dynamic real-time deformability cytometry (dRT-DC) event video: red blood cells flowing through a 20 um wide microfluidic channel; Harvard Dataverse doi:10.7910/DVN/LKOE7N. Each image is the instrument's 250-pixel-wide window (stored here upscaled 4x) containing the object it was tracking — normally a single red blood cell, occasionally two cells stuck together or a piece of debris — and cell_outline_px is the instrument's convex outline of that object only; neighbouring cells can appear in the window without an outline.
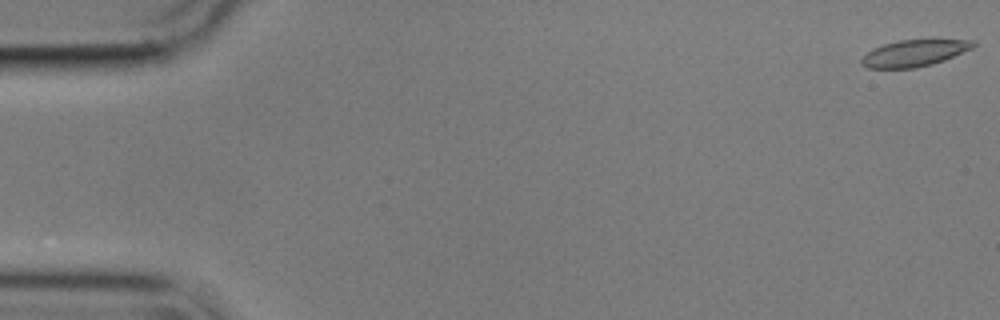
{"species": "common noctule bat (a hibernating species)", "species_latin": "Nyctalus noctula", "temperature_condition": "cold", "stored_images_in_passage": 17, "camera_frame_rate_fps": 3000, "um_per_image_px": 0.085, "animal": {"sex": "male", "body_mass_g": 17.9}, "frame": {"image": 1, "passage_image": 1, "time_ms": 0.0, "image_size_px": [1000, 320], "cell_outline_px": [[976, 44], [972, 48], [944, 60], [932, 64], [916, 68], [868, 68], [860, 64], [860, 60], [872, 48], [884, 44], [900, 40], [976, 40]], "centroid_in_image_um": [77.69, 4.52], "position_along_channel_um": 7.3, "area_um2": 17.17}}
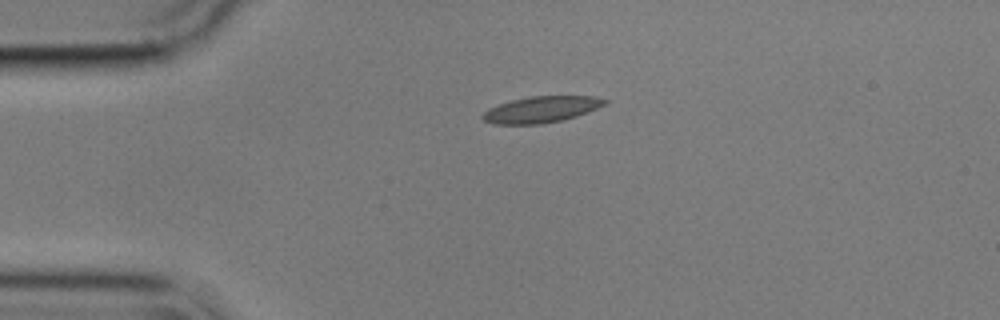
{"frame": {"image": 2, "passage_image": 13, "time_ms": 4.0, "image_size_px": [1000, 320], "cell_outline_px": [[608, 100], [604, 104], [588, 112], [564, 120], [540, 124], [492, 124], [484, 120], [480, 116], [488, 108], [512, 100], [532, 96], [596, 96]], "centroid_in_image_um": [45.99, 9.31], "position_along_channel_um": 39.0, "area_um2": 18.61}}